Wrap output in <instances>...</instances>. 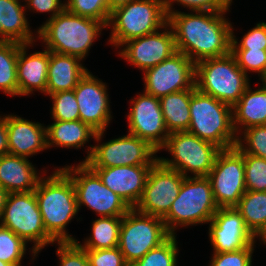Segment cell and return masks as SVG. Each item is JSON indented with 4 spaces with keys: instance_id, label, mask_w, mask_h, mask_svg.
Returning a JSON list of instances; mask_svg holds the SVG:
<instances>
[{
    "instance_id": "1",
    "label": "cell",
    "mask_w": 266,
    "mask_h": 266,
    "mask_svg": "<svg viewBox=\"0 0 266 266\" xmlns=\"http://www.w3.org/2000/svg\"><path fill=\"white\" fill-rule=\"evenodd\" d=\"M194 13L176 11L168 15L176 50L194 63L230 53L232 25L224 16L226 12Z\"/></svg>"
},
{
    "instance_id": "2",
    "label": "cell",
    "mask_w": 266,
    "mask_h": 266,
    "mask_svg": "<svg viewBox=\"0 0 266 266\" xmlns=\"http://www.w3.org/2000/svg\"><path fill=\"white\" fill-rule=\"evenodd\" d=\"M34 192L46 233L55 242L76 241L66 230L79 212L71 178L61 167L57 168L39 180Z\"/></svg>"
},
{
    "instance_id": "3",
    "label": "cell",
    "mask_w": 266,
    "mask_h": 266,
    "mask_svg": "<svg viewBox=\"0 0 266 266\" xmlns=\"http://www.w3.org/2000/svg\"><path fill=\"white\" fill-rule=\"evenodd\" d=\"M107 26L93 18L70 13L66 9L46 20L36 31L50 52L79 57L84 60L93 42Z\"/></svg>"
},
{
    "instance_id": "4",
    "label": "cell",
    "mask_w": 266,
    "mask_h": 266,
    "mask_svg": "<svg viewBox=\"0 0 266 266\" xmlns=\"http://www.w3.org/2000/svg\"><path fill=\"white\" fill-rule=\"evenodd\" d=\"M190 114L189 133L220 149L236 146L237 134L231 106L194 88L191 89Z\"/></svg>"
},
{
    "instance_id": "5",
    "label": "cell",
    "mask_w": 266,
    "mask_h": 266,
    "mask_svg": "<svg viewBox=\"0 0 266 266\" xmlns=\"http://www.w3.org/2000/svg\"><path fill=\"white\" fill-rule=\"evenodd\" d=\"M248 76L231 52L195 63V88L231 107L251 85Z\"/></svg>"
},
{
    "instance_id": "6",
    "label": "cell",
    "mask_w": 266,
    "mask_h": 266,
    "mask_svg": "<svg viewBox=\"0 0 266 266\" xmlns=\"http://www.w3.org/2000/svg\"><path fill=\"white\" fill-rule=\"evenodd\" d=\"M167 22L164 0H132L110 13L108 42L120 48L131 39L162 29Z\"/></svg>"
},
{
    "instance_id": "7",
    "label": "cell",
    "mask_w": 266,
    "mask_h": 266,
    "mask_svg": "<svg viewBox=\"0 0 266 266\" xmlns=\"http://www.w3.org/2000/svg\"><path fill=\"white\" fill-rule=\"evenodd\" d=\"M218 209L207 177H185L163 221L169 233L176 235L175 231L180 226L209 223Z\"/></svg>"
},
{
    "instance_id": "8",
    "label": "cell",
    "mask_w": 266,
    "mask_h": 266,
    "mask_svg": "<svg viewBox=\"0 0 266 266\" xmlns=\"http://www.w3.org/2000/svg\"><path fill=\"white\" fill-rule=\"evenodd\" d=\"M0 225L10 229L27 244L33 242L32 258L55 241L46 233L34 191L9 193Z\"/></svg>"
},
{
    "instance_id": "9",
    "label": "cell",
    "mask_w": 266,
    "mask_h": 266,
    "mask_svg": "<svg viewBox=\"0 0 266 266\" xmlns=\"http://www.w3.org/2000/svg\"><path fill=\"white\" fill-rule=\"evenodd\" d=\"M170 152L172 158L158 157L167 168L185 177H207L215 158L221 150L215 144L202 140L188 131L171 133L161 150Z\"/></svg>"
},
{
    "instance_id": "10",
    "label": "cell",
    "mask_w": 266,
    "mask_h": 266,
    "mask_svg": "<svg viewBox=\"0 0 266 266\" xmlns=\"http://www.w3.org/2000/svg\"><path fill=\"white\" fill-rule=\"evenodd\" d=\"M104 132L95 135L94 140L100 144L87 146L88 154L82 162L90 167L153 165L158 160V151L145 140L128 133L101 143Z\"/></svg>"
},
{
    "instance_id": "11",
    "label": "cell",
    "mask_w": 266,
    "mask_h": 266,
    "mask_svg": "<svg viewBox=\"0 0 266 266\" xmlns=\"http://www.w3.org/2000/svg\"><path fill=\"white\" fill-rule=\"evenodd\" d=\"M72 180L78 209L86 206L101 217H123L131 208L106 187L98 174L85 162L61 168Z\"/></svg>"
},
{
    "instance_id": "12",
    "label": "cell",
    "mask_w": 266,
    "mask_h": 266,
    "mask_svg": "<svg viewBox=\"0 0 266 266\" xmlns=\"http://www.w3.org/2000/svg\"><path fill=\"white\" fill-rule=\"evenodd\" d=\"M170 236L162 218L131 208L122 217L118 248L131 265Z\"/></svg>"
},
{
    "instance_id": "13",
    "label": "cell",
    "mask_w": 266,
    "mask_h": 266,
    "mask_svg": "<svg viewBox=\"0 0 266 266\" xmlns=\"http://www.w3.org/2000/svg\"><path fill=\"white\" fill-rule=\"evenodd\" d=\"M207 178L217 206L235 207L246 192L244 154L236 146L221 149Z\"/></svg>"
},
{
    "instance_id": "14",
    "label": "cell",
    "mask_w": 266,
    "mask_h": 266,
    "mask_svg": "<svg viewBox=\"0 0 266 266\" xmlns=\"http://www.w3.org/2000/svg\"><path fill=\"white\" fill-rule=\"evenodd\" d=\"M184 178L181 173L157 160L150 169L142 197L134 208L163 219L177 198Z\"/></svg>"
},
{
    "instance_id": "15",
    "label": "cell",
    "mask_w": 266,
    "mask_h": 266,
    "mask_svg": "<svg viewBox=\"0 0 266 266\" xmlns=\"http://www.w3.org/2000/svg\"><path fill=\"white\" fill-rule=\"evenodd\" d=\"M144 92L161 98L170 93L195 88V63L176 52L157 66L144 71Z\"/></svg>"
},
{
    "instance_id": "16",
    "label": "cell",
    "mask_w": 266,
    "mask_h": 266,
    "mask_svg": "<svg viewBox=\"0 0 266 266\" xmlns=\"http://www.w3.org/2000/svg\"><path fill=\"white\" fill-rule=\"evenodd\" d=\"M127 115L129 133L161 151L170 135L163 118L159 98L143 91L133 98Z\"/></svg>"
},
{
    "instance_id": "17",
    "label": "cell",
    "mask_w": 266,
    "mask_h": 266,
    "mask_svg": "<svg viewBox=\"0 0 266 266\" xmlns=\"http://www.w3.org/2000/svg\"><path fill=\"white\" fill-rule=\"evenodd\" d=\"M162 29L125 42L118 55L142 72L157 66L177 52L172 28L167 23Z\"/></svg>"
},
{
    "instance_id": "18",
    "label": "cell",
    "mask_w": 266,
    "mask_h": 266,
    "mask_svg": "<svg viewBox=\"0 0 266 266\" xmlns=\"http://www.w3.org/2000/svg\"><path fill=\"white\" fill-rule=\"evenodd\" d=\"M89 70L77 83L74 94L79 106V120L95 131H106L112 115L107 85Z\"/></svg>"
},
{
    "instance_id": "19",
    "label": "cell",
    "mask_w": 266,
    "mask_h": 266,
    "mask_svg": "<svg viewBox=\"0 0 266 266\" xmlns=\"http://www.w3.org/2000/svg\"><path fill=\"white\" fill-rule=\"evenodd\" d=\"M209 223L213 253L235 252L255 245V236L235 207L219 208Z\"/></svg>"
},
{
    "instance_id": "20",
    "label": "cell",
    "mask_w": 266,
    "mask_h": 266,
    "mask_svg": "<svg viewBox=\"0 0 266 266\" xmlns=\"http://www.w3.org/2000/svg\"><path fill=\"white\" fill-rule=\"evenodd\" d=\"M152 165L91 167L102 183L119 195L130 208L142 197Z\"/></svg>"
},
{
    "instance_id": "21",
    "label": "cell",
    "mask_w": 266,
    "mask_h": 266,
    "mask_svg": "<svg viewBox=\"0 0 266 266\" xmlns=\"http://www.w3.org/2000/svg\"><path fill=\"white\" fill-rule=\"evenodd\" d=\"M9 154L25 158L47 149L46 127L22 117L6 114Z\"/></svg>"
},
{
    "instance_id": "22",
    "label": "cell",
    "mask_w": 266,
    "mask_h": 266,
    "mask_svg": "<svg viewBox=\"0 0 266 266\" xmlns=\"http://www.w3.org/2000/svg\"><path fill=\"white\" fill-rule=\"evenodd\" d=\"M31 44H20L17 60L18 95L28 96L33 91L46 94L49 50L28 55ZM28 48V49H27Z\"/></svg>"
},
{
    "instance_id": "23",
    "label": "cell",
    "mask_w": 266,
    "mask_h": 266,
    "mask_svg": "<svg viewBox=\"0 0 266 266\" xmlns=\"http://www.w3.org/2000/svg\"><path fill=\"white\" fill-rule=\"evenodd\" d=\"M39 175L28 158L11 154L0 157V186L9 193L34 191L43 177Z\"/></svg>"
},
{
    "instance_id": "24",
    "label": "cell",
    "mask_w": 266,
    "mask_h": 266,
    "mask_svg": "<svg viewBox=\"0 0 266 266\" xmlns=\"http://www.w3.org/2000/svg\"><path fill=\"white\" fill-rule=\"evenodd\" d=\"M79 57L49 51L46 94L74 90L88 69Z\"/></svg>"
},
{
    "instance_id": "25",
    "label": "cell",
    "mask_w": 266,
    "mask_h": 266,
    "mask_svg": "<svg viewBox=\"0 0 266 266\" xmlns=\"http://www.w3.org/2000/svg\"><path fill=\"white\" fill-rule=\"evenodd\" d=\"M232 109L237 136L249 127L266 125V81L256 90L249 85Z\"/></svg>"
},
{
    "instance_id": "26",
    "label": "cell",
    "mask_w": 266,
    "mask_h": 266,
    "mask_svg": "<svg viewBox=\"0 0 266 266\" xmlns=\"http://www.w3.org/2000/svg\"><path fill=\"white\" fill-rule=\"evenodd\" d=\"M25 5L19 0H0V40L20 44L36 42L27 20Z\"/></svg>"
},
{
    "instance_id": "27",
    "label": "cell",
    "mask_w": 266,
    "mask_h": 266,
    "mask_svg": "<svg viewBox=\"0 0 266 266\" xmlns=\"http://www.w3.org/2000/svg\"><path fill=\"white\" fill-rule=\"evenodd\" d=\"M97 131L81 120L54 121L46 127L47 148H81L90 138L94 139Z\"/></svg>"
},
{
    "instance_id": "28",
    "label": "cell",
    "mask_w": 266,
    "mask_h": 266,
    "mask_svg": "<svg viewBox=\"0 0 266 266\" xmlns=\"http://www.w3.org/2000/svg\"><path fill=\"white\" fill-rule=\"evenodd\" d=\"M190 99L191 89L170 93L159 98L169 134L188 130L191 120Z\"/></svg>"
},
{
    "instance_id": "29",
    "label": "cell",
    "mask_w": 266,
    "mask_h": 266,
    "mask_svg": "<svg viewBox=\"0 0 266 266\" xmlns=\"http://www.w3.org/2000/svg\"><path fill=\"white\" fill-rule=\"evenodd\" d=\"M122 217H100L92 222V234L83 244L84 249H112L118 247Z\"/></svg>"
},
{
    "instance_id": "30",
    "label": "cell",
    "mask_w": 266,
    "mask_h": 266,
    "mask_svg": "<svg viewBox=\"0 0 266 266\" xmlns=\"http://www.w3.org/2000/svg\"><path fill=\"white\" fill-rule=\"evenodd\" d=\"M235 208L255 236L266 223V191H246Z\"/></svg>"
},
{
    "instance_id": "31",
    "label": "cell",
    "mask_w": 266,
    "mask_h": 266,
    "mask_svg": "<svg viewBox=\"0 0 266 266\" xmlns=\"http://www.w3.org/2000/svg\"><path fill=\"white\" fill-rule=\"evenodd\" d=\"M20 43L0 40V90L18 96L17 60Z\"/></svg>"
},
{
    "instance_id": "32",
    "label": "cell",
    "mask_w": 266,
    "mask_h": 266,
    "mask_svg": "<svg viewBox=\"0 0 266 266\" xmlns=\"http://www.w3.org/2000/svg\"><path fill=\"white\" fill-rule=\"evenodd\" d=\"M177 245L176 235H171L166 241L151 249L130 266H178L177 255L179 250Z\"/></svg>"
},
{
    "instance_id": "33",
    "label": "cell",
    "mask_w": 266,
    "mask_h": 266,
    "mask_svg": "<svg viewBox=\"0 0 266 266\" xmlns=\"http://www.w3.org/2000/svg\"><path fill=\"white\" fill-rule=\"evenodd\" d=\"M240 134L237 136L236 147L243 154L266 159V125L249 127Z\"/></svg>"
},
{
    "instance_id": "34",
    "label": "cell",
    "mask_w": 266,
    "mask_h": 266,
    "mask_svg": "<svg viewBox=\"0 0 266 266\" xmlns=\"http://www.w3.org/2000/svg\"><path fill=\"white\" fill-rule=\"evenodd\" d=\"M26 250L27 243L22 238L0 225V260L11 265L20 264Z\"/></svg>"
},
{
    "instance_id": "35",
    "label": "cell",
    "mask_w": 266,
    "mask_h": 266,
    "mask_svg": "<svg viewBox=\"0 0 266 266\" xmlns=\"http://www.w3.org/2000/svg\"><path fill=\"white\" fill-rule=\"evenodd\" d=\"M49 96L53 102L50 112L53 121L79 120V106L74 90L57 92Z\"/></svg>"
},
{
    "instance_id": "36",
    "label": "cell",
    "mask_w": 266,
    "mask_h": 266,
    "mask_svg": "<svg viewBox=\"0 0 266 266\" xmlns=\"http://www.w3.org/2000/svg\"><path fill=\"white\" fill-rule=\"evenodd\" d=\"M66 10L70 13L101 21L106 26L110 18L107 0H66Z\"/></svg>"
},
{
    "instance_id": "37",
    "label": "cell",
    "mask_w": 266,
    "mask_h": 266,
    "mask_svg": "<svg viewBox=\"0 0 266 266\" xmlns=\"http://www.w3.org/2000/svg\"><path fill=\"white\" fill-rule=\"evenodd\" d=\"M238 66L248 75V71L258 73L259 80L266 81V50L231 49Z\"/></svg>"
},
{
    "instance_id": "38",
    "label": "cell",
    "mask_w": 266,
    "mask_h": 266,
    "mask_svg": "<svg viewBox=\"0 0 266 266\" xmlns=\"http://www.w3.org/2000/svg\"><path fill=\"white\" fill-rule=\"evenodd\" d=\"M246 191H266V159L244 154Z\"/></svg>"
},
{
    "instance_id": "39",
    "label": "cell",
    "mask_w": 266,
    "mask_h": 266,
    "mask_svg": "<svg viewBox=\"0 0 266 266\" xmlns=\"http://www.w3.org/2000/svg\"><path fill=\"white\" fill-rule=\"evenodd\" d=\"M181 4L184 8L187 7L190 11H210V12H227L230 10L232 0H164V7L167 16L175 13L174 4Z\"/></svg>"
},
{
    "instance_id": "40",
    "label": "cell",
    "mask_w": 266,
    "mask_h": 266,
    "mask_svg": "<svg viewBox=\"0 0 266 266\" xmlns=\"http://www.w3.org/2000/svg\"><path fill=\"white\" fill-rule=\"evenodd\" d=\"M59 266H89L86 250L76 241L57 242Z\"/></svg>"
},
{
    "instance_id": "41",
    "label": "cell",
    "mask_w": 266,
    "mask_h": 266,
    "mask_svg": "<svg viewBox=\"0 0 266 266\" xmlns=\"http://www.w3.org/2000/svg\"><path fill=\"white\" fill-rule=\"evenodd\" d=\"M232 26V41L231 49H255L266 50V23L259 22L256 26L250 29L243 38L239 41L233 32ZM239 41V42H238Z\"/></svg>"
},
{
    "instance_id": "42",
    "label": "cell",
    "mask_w": 266,
    "mask_h": 266,
    "mask_svg": "<svg viewBox=\"0 0 266 266\" xmlns=\"http://www.w3.org/2000/svg\"><path fill=\"white\" fill-rule=\"evenodd\" d=\"M255 245L235 252L213 253L209 266H252Z\"/></svg>"
},
{
    "instance_id": "43",
    "label": "cell",
    "mask_w": 266,
    "mask_h": 266,
    "mask_svg": "<svg viewBox=\"0 0 266 266\" xmlns=\"http://www.w3.org/2000/svg\"><path fill=\"white\" fill-rule=\"evenodd\" d=\"M89 266H130L119 248L85 249Z\"/></svg>"
},
{
    "instance_id": "44",
    "label": "cell",
    "mask_w": 266,
    "mask_h": 266,
    "mask_svg": "<svg viewBox=\"0 0 266 266\" xmlns=\"http://www.w3.org/2000/svg\"><path fill=\"white\" fill-rule=\"evenodd\" d=\"M25 9L38 13L50 12V18L48 19H52L66 9V2L61 0H27Z\"/></svg>"
},
{
    "instance_id": "45",
    "label": "cell",
    "mask_w": 266,
    "mask_h": 266,
    "mask_svg": "<svg viewBox=\"0 0 266 266\" xmlns=\"http://www.w3.org/2000/svg\"><path fill=\"white\" fill-rule=\"evenodd\" d=\"M9 154L6 115L0 116V157Z\"/></svg>"
},
{
    "instance_id": "46",
    "label": "cell",
    "mask_w": 266,
    "mask_h": 266,
    "mask_svg": "<svg viewBox=\"0 0 266 266\" xmlns=\"http://www.w3.org/2000/svg\"><path fill=\"white\" fill-rule=\"evenodd\" d=\"M8 194L9 192L6 189H4L2 186H0V220L2 217V213L6 204Z\"/></svg>"
},
{
    "instance_id": "47",
    "label": "cell",
    "mask_w": 266,
    "mask_h": 266,
    "mask_svg": "<svg viewBox=\"0 0 266 266\" xmlns=\"http://www.w3.org/2000/svg\"><path fill=\"white\" fill-rule=\"evenodd\" d=\"M110 13L118 7L126 5L132 0H107Z\"/></svg>"
},
{
    "instance_id": "48",
    "label": "cell",
    "mask_w": 266,
    "mask_h": 266,
    "mask_svg": "<svg viewBox=\"0 0 266 266\" xmlns=\"http://www.w3.org/2000/svg\"><path fill=\"white\" fill-rule=\"evenodd\" d=\"M256 238L260 239L259 241H261V243L266 244V223L261 228V230L255 235V242Z\"/></svg>"
},
{
    "instance_id": "49",
    "label": "cell",
    "mask_w": 266,
    "mask_h": 266,
    "mask_svg": "<svg viewBox=\"0 0 266 266\" xmlns=\"http://www.w3.org/2000/svg\"><path fill=\"white\" fill-rule=\"evenodd\" d=\"M0 266H11V264H8V263L3 262L2 260H0Z\"/></svg>"
},
{
    "instance_id": "50",
    "label": "cell",
    "mask_w": 266,
    "mask_h": 266,
    "mask_svg": "<svg viewBox=\"0 0 266 266\" xmlns=\"http://www.w3.org/2000/svg\"><path fill=\"white\" fill-rule=\"evenodd\" d=\"M11 266H22V263L16 264V265H11Z\"/></svg>"
}]
</instances>
